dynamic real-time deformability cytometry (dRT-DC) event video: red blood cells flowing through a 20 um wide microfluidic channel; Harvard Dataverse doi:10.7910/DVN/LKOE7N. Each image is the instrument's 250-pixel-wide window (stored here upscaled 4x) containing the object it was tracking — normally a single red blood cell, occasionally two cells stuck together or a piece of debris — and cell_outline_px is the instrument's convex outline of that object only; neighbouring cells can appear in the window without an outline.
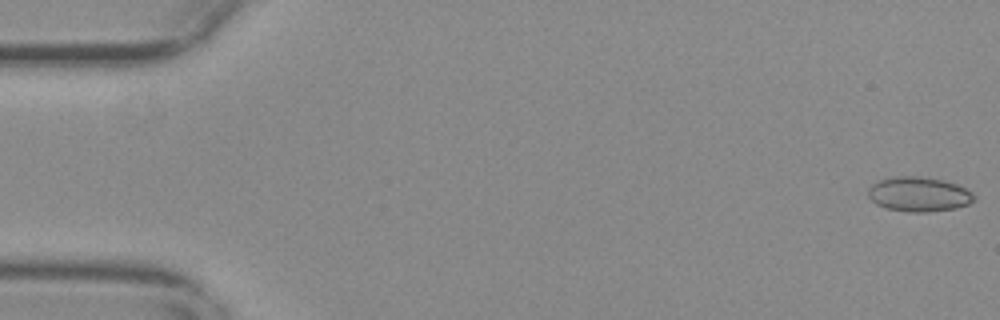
{"species": "common noctule bat (a hibernating species)", "species_latin": "Nyctalus noctula", "temperature_condition": "warm", "stored_images_in_passage": 15, "camera_frame_rate_fps": 3000, "um_per_image_px": 0.085, "animal": {"sex": "female", "body_mass_g": 29.2, "forearm_length_mm": 56.3}, "frame": {"image": 1, "passage_image": 1, "time_ms": 0.0, "image_size_px": [1000, 320], "cell_outline_px": [[976, 200], [968, 204], [956, 208], [928, 212], [908, 212], [884, 208], [876, 204], [868, 196], [868, 188], [872, 184], [880, 180], [900, 176], [920, 176], [944, 180], [956, 184], [972, 192], [976, 196]], "centroid_in_image_um": [78.11, 16.52], "position_along_channel_um": 6.9, "area_um2": 21.5}}